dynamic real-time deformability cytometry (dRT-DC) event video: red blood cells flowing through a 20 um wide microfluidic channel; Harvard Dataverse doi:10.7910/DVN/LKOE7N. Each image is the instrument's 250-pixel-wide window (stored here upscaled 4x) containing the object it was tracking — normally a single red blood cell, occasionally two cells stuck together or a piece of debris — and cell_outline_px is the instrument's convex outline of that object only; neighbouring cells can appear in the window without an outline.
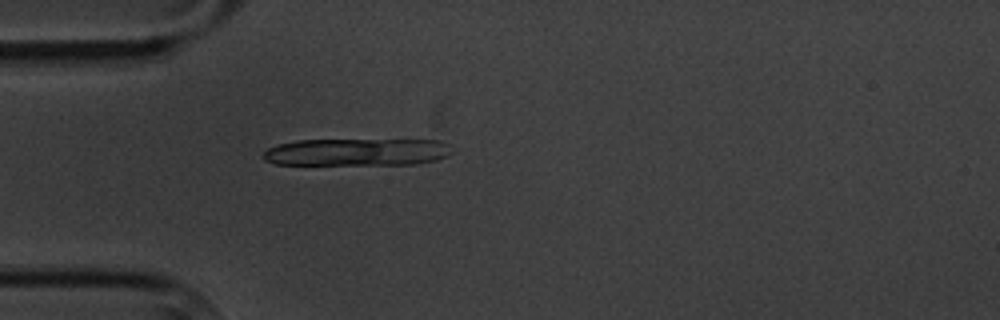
{"species": "common noctule bat (a hibernating species)", "species_latin": "Nyctalus noctula", "temperature_condition": "cold", "stored_images_in_passage": 4, "segment_of_instrument_passage": [1, 2], "camera_frame_rate_fps": 3000, "um_per_image_px": 0.085, "animal": {"sex": "male", "body_mass_g": 20.1, "forearm_length_mm": 53.5}, "frame": {"image": 1, "passage_image": 3, "time_ms": 3.0, "image_size_px": [1000, 320], "cell_outline_px": [[452, 152], [448, 156], [436, 160], [416, 164], [276, 164], [264, 160], [264, 152], [268, 148], [276, 144], [296, 140], [440, 140], [448, 144]], "centroid_in_image_um": [30.35, 12.92], "position_along_channel_um": 54.7, "area_um2": 30.06}}